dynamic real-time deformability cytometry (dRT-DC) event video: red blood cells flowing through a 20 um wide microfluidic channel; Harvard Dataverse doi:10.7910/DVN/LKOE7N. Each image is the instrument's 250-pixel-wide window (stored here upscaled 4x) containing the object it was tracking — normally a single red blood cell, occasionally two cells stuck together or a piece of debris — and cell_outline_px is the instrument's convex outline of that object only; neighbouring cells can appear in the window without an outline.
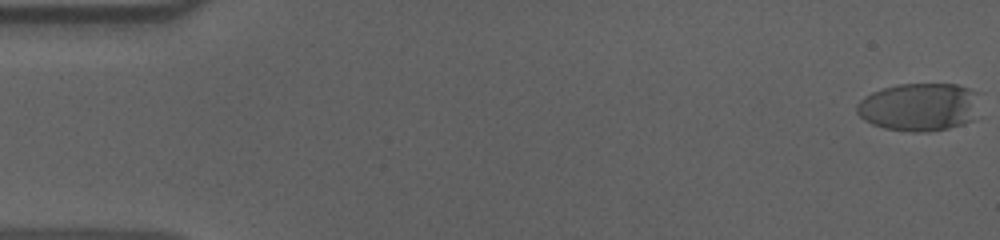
{"species": "human", "species_latin": "Homo sapiens", "temperature_condition": "cold", "stored_images_in_passage": 57, "camera_frame_rate_fps": 3000, "um_per_image_px": 0.085, "donor": {"sex": "male"}, "frame": {"image": 1, "passage_image": 1, "time_ms": 0.0, "image_size_px": [1000, 240], "cell_outline_px": [[976, 92], [972, 120], [964, 124], [948, 128], [924, 132], [912, 132], [884, 128], [872, 124], [864, 120], [856, 112], [856, 104], [864, 96], [872, 92], [884, 88], [900, 84], [956, 84], [968, 88]], "centroid_in_image_um": [78.05, 9.1], "position_along_channel_um": 6.9, "area_um2": 34.04}}
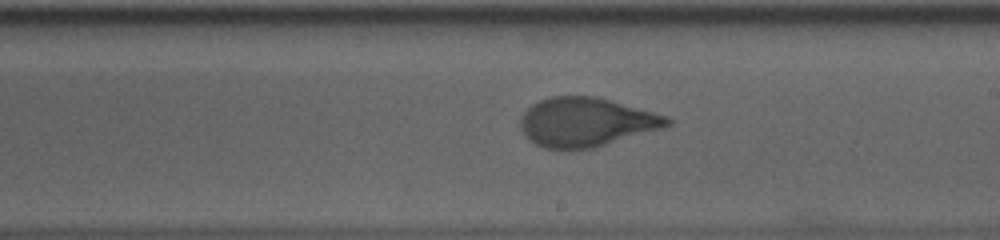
{"frame": {"image": 2, "passage_image": 33, "time_ms": 10.667, "image_size_px": [1000, 240], "cell_outline_px": [[672, 124], [664, 128], [592, 148], [544, 148], [536, 144], [520, 128], [520, 116], [532, 104], [540, 100], [552, 96], [596, 96], [668, 116], [672, 120]], "centroid_in_image_um": [49.85, 10.36], "position_along_channel_um": 239.2, "area_um2": 41.56}}
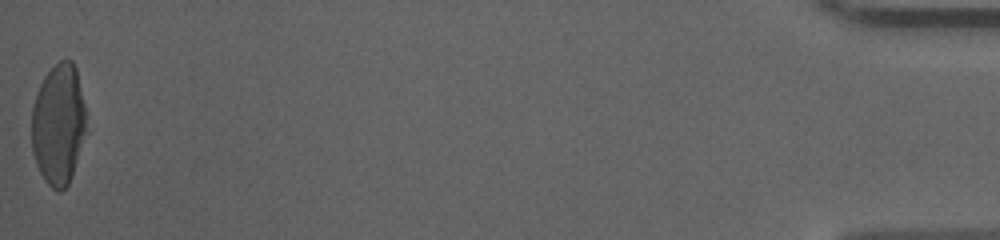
{"frame": {"image": 3, "passage_image": 57, "time_ms": 18.667, "image_size_px": [1000, 240], "cell_outline_px": [[88, 132], [72, 176], [68, 184], [60, 192], [56, 192], [48, 184], [40, 172], [36, 164], [32, 152], [32, 108], [36, 92], [44, 76], [60, 60], [72, 60], [76, 68], [88, 112]], "centroid_in_image_um": [5.02, 10.57], "position_along_channel_um": 430.2, "area_um2": 39.54}, "authors_computed_cell_mechanics": {"area_um2": 41.1536, "velocity_mm_per_s": 3.6158, "shape_relaxation_time_tau1_ms": 5.7327, "shape_relaxation_time_tau2_ms": null, "deformation_change_tau1": 0.2212, "deformation_change_tau2": null}}